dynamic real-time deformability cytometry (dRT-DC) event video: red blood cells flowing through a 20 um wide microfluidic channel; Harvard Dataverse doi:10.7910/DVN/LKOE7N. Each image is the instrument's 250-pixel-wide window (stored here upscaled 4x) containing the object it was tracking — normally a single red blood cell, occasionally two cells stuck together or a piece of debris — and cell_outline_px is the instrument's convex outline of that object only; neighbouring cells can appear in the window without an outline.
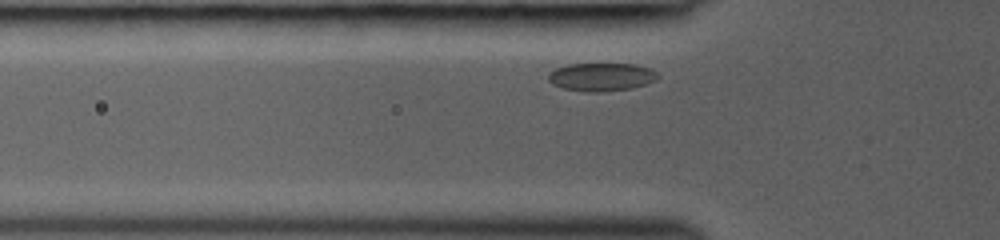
{"species": "common noctule bat (a hibernating species)", "species_latin": "Nyctalus noctula", "temperature_condition": "room temperature", "stored_images_in_passage": 27, "camera_frame_rate_fps": 3000, "um_per_image_px": 0.085, "animal": {"sex": "female", "body_mass_g": 19.0, "forearm_length_mm": 53.3}, "frame": {"image": 1, "passage_image": 2, "time_ms": 0.333, "image_size_px": [1000, 240], "cell_outline_px": [[660, 76], [656, 80], [632, 88], [600, 92], [588, 92], [564, 88], [552, 84], [548, 80], [548, 76], [556, 68], [568, 64], [636, 64], [648, 68], [656, 72]], "centroid_in_image_um": [51.13, 6.54], "position_along_channel_um": 74.7, "area_um2": 17.8}}
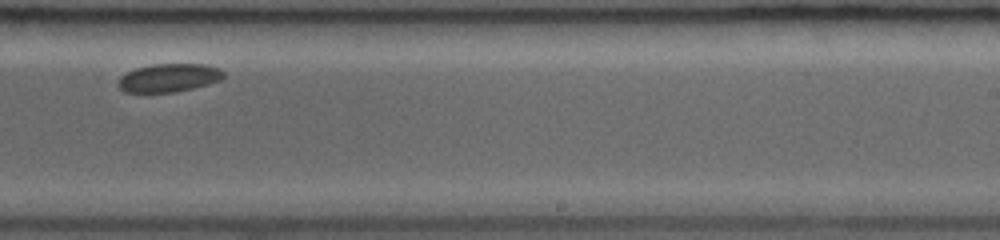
{"frame": {"image": 2, "passage_image": 17, "time_ms": 5.333, "image_size_px": [1000, 240], "cell_outline_px": [[224, 76], [220, 80], [208, 84], [176, 92], [124, 92], [116, 84], [120, 76], [136, 68], [152, 64], [204, 64], [220, 68], [224, 72]], "centroid_in_image_um": [14.34, 6.61], "position_along_channel_um": 274.7, "area_um2": 17.4}}
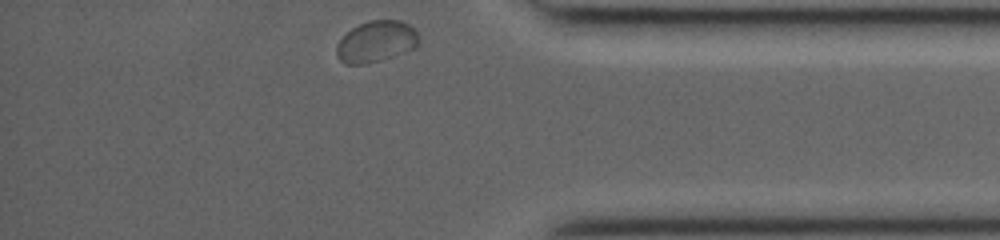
{"frame": {"image": 3, "passage_image": 27, "time_ms": 8.667, "image_size_px": [1000, 240], "cell_outline_px": [[420, 40], [416, 48], [368, 64], [344, 64], [336, 56], [336, 44], [352, 28], [368, 20], [400, 20], [408, 24], [420, 36]], "centroid_in_image_um": [31.98, 3.54], "position_along_channel_um": 403.2, "area_um2": 19.83}}